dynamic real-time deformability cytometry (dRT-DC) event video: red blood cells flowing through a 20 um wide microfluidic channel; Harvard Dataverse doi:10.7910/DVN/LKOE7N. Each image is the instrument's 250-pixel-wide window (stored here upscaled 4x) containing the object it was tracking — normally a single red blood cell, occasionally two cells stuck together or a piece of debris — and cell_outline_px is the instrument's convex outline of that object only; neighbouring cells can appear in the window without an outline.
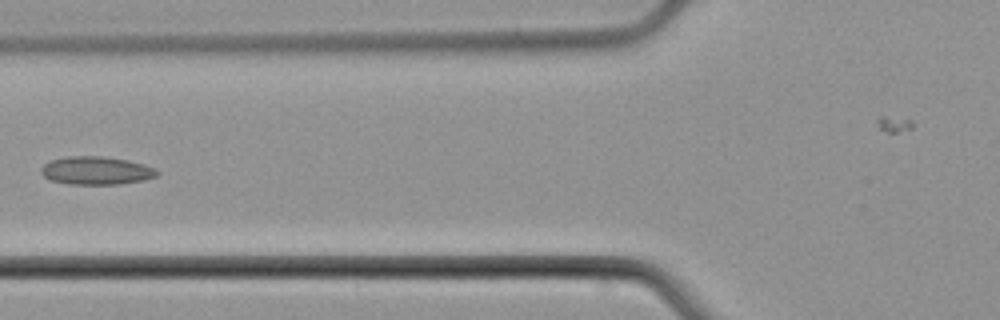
{"species": "common noctule bat (a hibernating species)", "species_latin": "Nyctalus noctula", "temperature_condition": "cold", "stored_images_in_passage": 6, "camera_frame_rate_fps": 3000, "um_per_image_px": 0.085, "animal": {"sex": "male", "body_mass_g": 21.5, "forearm_length_mm": 52.0}, "frame": {"image": 1, "passage_image": 6, "time_ms": 6.0, "image_size_px": [1000, 320], "cell_outline_px": [[160, 172], [156, 176], [144, 180], [120, 184], [68, 184], [48, 180], [40, 172], [40, 168], [44, 164], [52, 160], [68, 156], [100, 156], [128, 160], [144, 164], [156, 168]], "centroid_in_image_um": [8.18, 14.5], "position_along_channel_um": 117.6, "area_um2": 19.13}}